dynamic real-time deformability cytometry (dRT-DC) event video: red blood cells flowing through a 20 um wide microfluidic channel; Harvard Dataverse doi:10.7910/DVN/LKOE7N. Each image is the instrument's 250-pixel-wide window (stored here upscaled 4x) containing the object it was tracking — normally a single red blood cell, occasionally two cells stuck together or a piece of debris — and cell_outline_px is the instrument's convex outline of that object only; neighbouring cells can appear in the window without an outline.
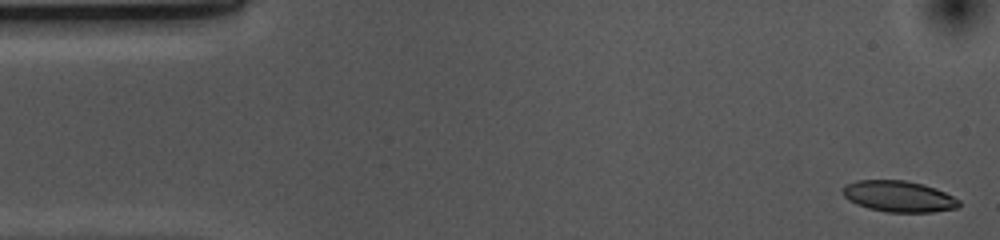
{"species": "common noctule bat (a hibernating species)", "species_latin": "Nyctalus noctula", "temperature_condition": "cold", "stored_images_in_passage": 44, "camera_frame_rate_fps": 3000, "um_per_image_px": 0.085, "animal": {"sex": "female", "body_mass_g": 10.0, "forearm_length_mm": 53.1}, "frame": {"image": 1, "passage_image": 1, "time_ms": 0.0, "image_size_px": [1000, 240], "cell_outline_px": [[960, 204], [956, 208], [932, 212], [888, 212], [868, 208], [856, 204], [848, 200], [840, 192], [844, 184], [856, 180], [904, 180], [924, 184], [936, 188], [960, 200]], "centroid_in_image_um": [76.35, 16.68], "position_along_channel_um": 8.7, "area_um2": 21.27}}
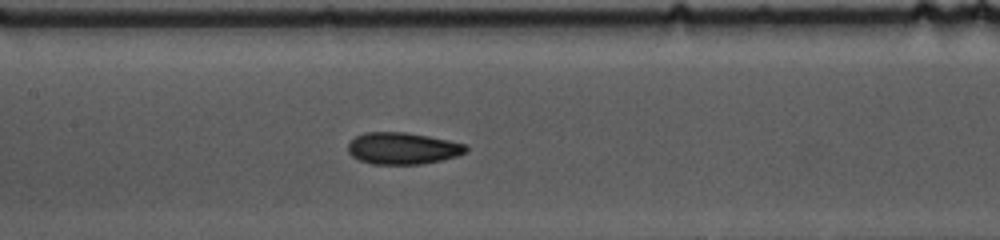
{"frame": {"image": 2, "passage_image": 23, "time_ms": 7.333, "image_size_px": [1000, 240], "cell_outline_px": [[468, 152], [456, 156], [424, 164], [372, 164], [360, 160], [352, 156], [348, 152], [348, 144], [356, 136], [364, 132], [408, 132], [448, 140], [464, 144], [468, 148]], "centroid_in_image_um": [34.22, 12.61], "position_along_channel_um": 173.2, "area_um2": 21.85}}
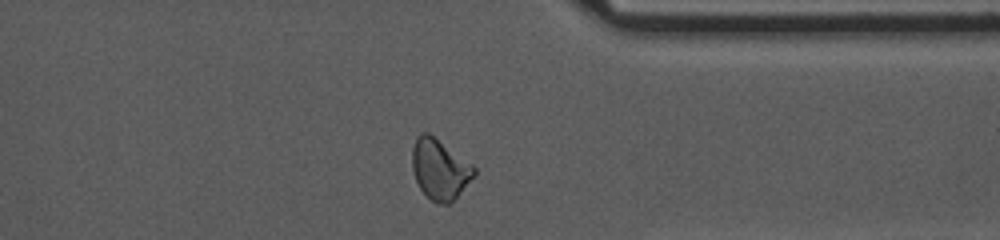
{"frame": {"image": 3, "passage_image": 40, "time_ms": 13.0, "image_size_px": [1000, 240], "cell_outline_px": [[476, 172], [456, 196], [448, 204], [436, 204], [420, 188], [416, 180], [412, 168], [412, 148], [416, 136], [420, 132], [428, 132], [472, 164], [476, 168]], "centroid_in_image_um": [37.34, 14.35], "position_along_channel_um": 374.1, "area_um2": 21.39}, "authors_computed_cell_mechanics": {"area_um2": 21.8195, "velocity_mm_per_s": 3.6795, "shape_relaxation_time_tau1_ms": 4.9534, "shape_relaxation_time_tau2_ms": 3.9932, "deformation_change_tau1": 0.1327, "deformation_change_tau2": 0.0934}}